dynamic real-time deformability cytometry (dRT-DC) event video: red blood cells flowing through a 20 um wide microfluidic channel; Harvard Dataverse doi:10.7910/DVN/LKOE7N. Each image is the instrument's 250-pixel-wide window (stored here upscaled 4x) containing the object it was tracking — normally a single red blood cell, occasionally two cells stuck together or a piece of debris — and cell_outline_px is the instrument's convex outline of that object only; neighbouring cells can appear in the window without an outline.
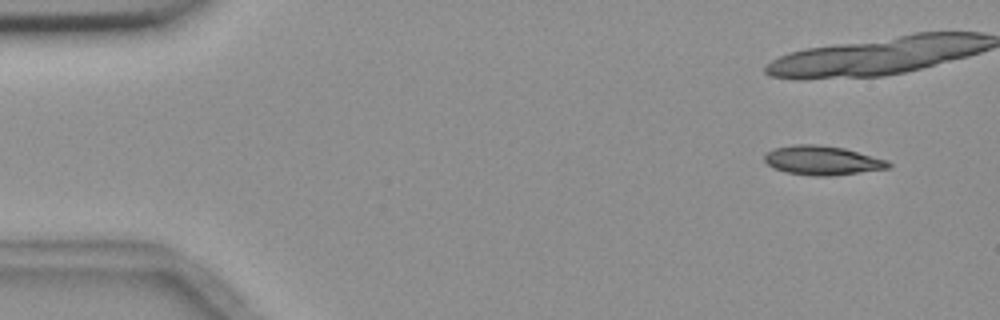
{"species": "common noctule bat (a hibernating species)", "species_latin": "Nyctalus noctula", "temperature_condition": "room temperature", "stored_images_in_passage": 7, "camera_frame_rate_fps": 3000, "um_per_image_px": 0.085, "animal": {"sex": "female", "body_mass_g": 18.4}, "frame": {"image": 1, "passage_image": 1, "time_ms": 0.0, "image_size_px": [1000, 320], "cell_outline_px": [[892, 164], [888, 168], [832, 176], [816, 176], [784, 172], [772, 168], [764, 160], [764, 152], [772, 148], [796, 144], [816, 144], [844, 148], [888, 160]], "centroid_in_image_um": [69.85, 13.63], "position_along_channel_um": 15.2, "area_um2": 21.21}}